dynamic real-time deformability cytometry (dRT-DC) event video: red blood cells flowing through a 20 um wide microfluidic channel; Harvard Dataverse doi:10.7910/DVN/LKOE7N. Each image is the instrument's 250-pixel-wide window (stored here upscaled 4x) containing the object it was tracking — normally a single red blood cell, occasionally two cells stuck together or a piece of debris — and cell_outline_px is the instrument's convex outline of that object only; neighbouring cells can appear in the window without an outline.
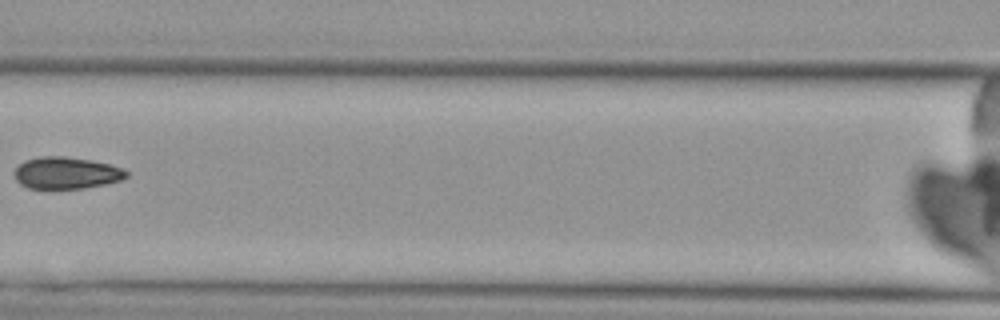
{"species": "Egyptian fruit bat (a non-hibernating species)", "species_latin": "Rousettus aegyptiacus", "temperature_condition": "cold", "stored_images_in_passage": 7, "camera_frame_rate_fps": 3000, "um_per_image_px": 0.085, "animal": {"sex": "female"}, "frame": {"image": 1, "passage_image": 6, "time_ms": 6.0, "image_size_px": [1000, 320], "cell_outline_px": [[128, 176], [120, 180], [104, 184], [84, 188], [28, 188], [20, 184], [16, 180], [16, 168], [24, 160], [40, 156], [64, 156], [88, 160], [108, 164], [124, 168], [128, 172]], "centroid_in_image_um": [5.64, 14.69], "position_along_channel_um": 161.0, "area_um2": 20.58}}
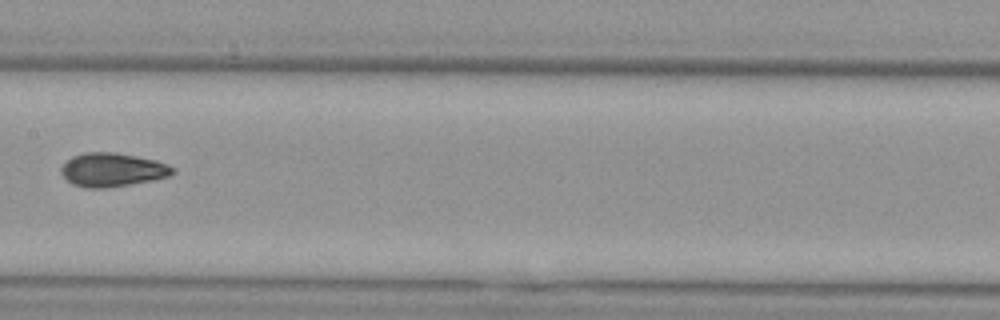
{"frame": {"image": 2, "passage_image": 7, "time_ms": 7.0, "image_size_px": [1000, 320], "cell_outline_px": [[176, 172], [168, 176], [108, 188], [88, 188], [72, 184], [60, 172], [60, 168], [72, 156], [84, 152], [116, 152], [156, 160], [168, 164], [176, 168]], "centroid_in_image_um": [9.55, 14.42], "position_along_channel_um": 197.9, "area_um2": 21.79}}